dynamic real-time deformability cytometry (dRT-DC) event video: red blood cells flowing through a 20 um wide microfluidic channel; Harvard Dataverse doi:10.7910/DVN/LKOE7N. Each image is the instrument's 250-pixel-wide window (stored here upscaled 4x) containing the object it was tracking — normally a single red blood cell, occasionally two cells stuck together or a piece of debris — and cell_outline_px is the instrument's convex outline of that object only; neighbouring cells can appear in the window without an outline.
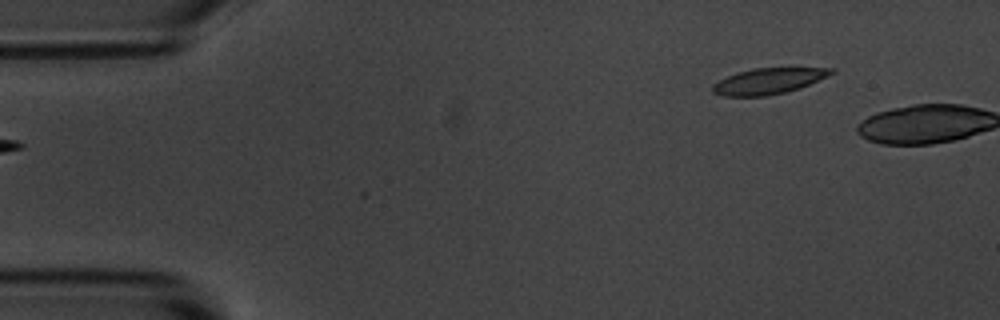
{"species": "common noctule bat (a hibernating species)", "species_latin": "Nyctalus noctula", "temperature_condition": "room temperature", "stored_images_in_passage": 3, "camera_frame_rate_fps": 3000, "um_per_image_px": 0.085, "animal": {"sex": "male", "body_mass_g": 20.1, "forearm_length_mm": 53.5}, "frame": {"image": 1, "passage_image": 3, "time_ms": 2.333, "image_size_px": [1000, 320], "cell_outline_px": [[836, 72], [828, 76], [800, 88], [788, 92], [764, 96], [724, 96], [712, 92], [712, 84], [728, 76], [752, 68], [836, 68]], "centroid_in_image_um": [65.35, 6.89], "position_along_channel_um": 19.7, "area_um2": 17.86}}